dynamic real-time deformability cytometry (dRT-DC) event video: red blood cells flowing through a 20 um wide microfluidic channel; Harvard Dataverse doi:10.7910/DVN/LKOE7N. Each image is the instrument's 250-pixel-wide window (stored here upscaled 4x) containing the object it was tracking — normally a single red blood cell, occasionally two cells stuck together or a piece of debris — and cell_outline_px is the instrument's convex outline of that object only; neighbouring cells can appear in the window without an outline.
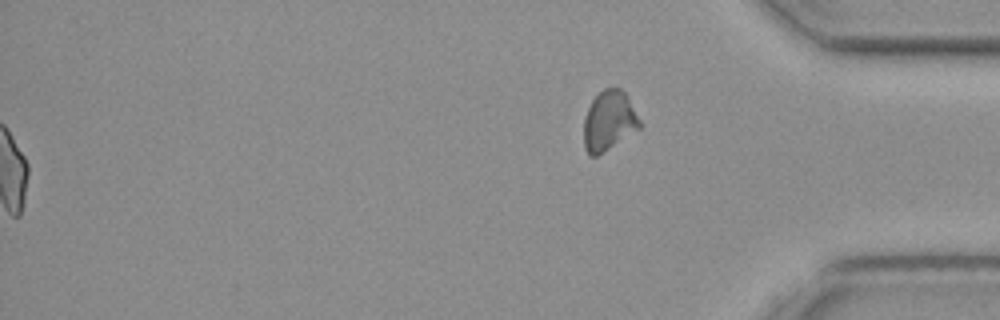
{"species": "common noctule bat (a hibernating species)", "species_latin": "Nyctalus noctula", "temperature_condition": "cold", "stored_images_in_passage": 43, "segment_of_instrument_passage": [2, 2], "camera_frame_rate_fps": 3000, "um_per_image_px": 0.085, "animal": {"sex": "female", "body_mass_g": 19.3, "forearm_length_mm": 54.1}, "frame": {"image": 1, "passage_image": 43, "time_ms": 14.0, "image_size_px": [1000, 320], "cell_outline_px": [[640, 128], [596, 156], [588, 156], [584, 148], [584, 120], [588, 108], [592, 100], [604, 88], [620, 88], [628, 96], [640, 120]], "centroid_in_image_um": [51.75, 10.27], "position_along_channel_um": 383.5, "area_um2": 19.25}}